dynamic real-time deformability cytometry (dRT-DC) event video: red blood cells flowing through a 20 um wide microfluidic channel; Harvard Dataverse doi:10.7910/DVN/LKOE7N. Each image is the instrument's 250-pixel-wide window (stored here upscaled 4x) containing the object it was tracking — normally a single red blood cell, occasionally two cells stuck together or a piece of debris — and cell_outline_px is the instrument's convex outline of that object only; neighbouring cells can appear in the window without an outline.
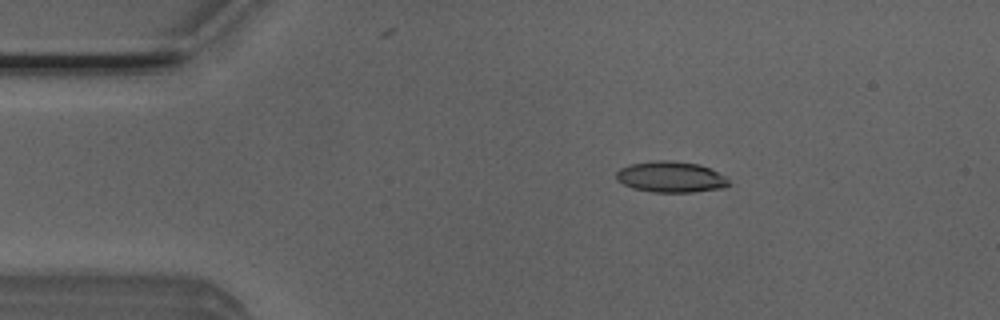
{"species": "Egyptian fruit bat (a non-hibernating species)", "species_latin": "Rousettus aegyptiacus", "temperature_condition": "room temperature", "stored_images_in_passage": 6, "camera_frame_rate_fps": 3000, "um_per_image_px": 0.085, "animal": {"sex": "male"}, "frame": {"image": 1, "passage_image": 1, "time_ms": 0.0, "image_size_px": [1000, 320], "cell_outline_px": [[732, 184], [724, 188], [692, 192], [652, 192], [632, 188], [616, 180], [616, 172], [620, 168], [628, 164], [656, 160], [672, 160], [700, 164], [724, 176]], "centroid_in_image_um": [57.0, 15.03], "position_along_channel_um": 28.0, "area_um2": 20.46}}
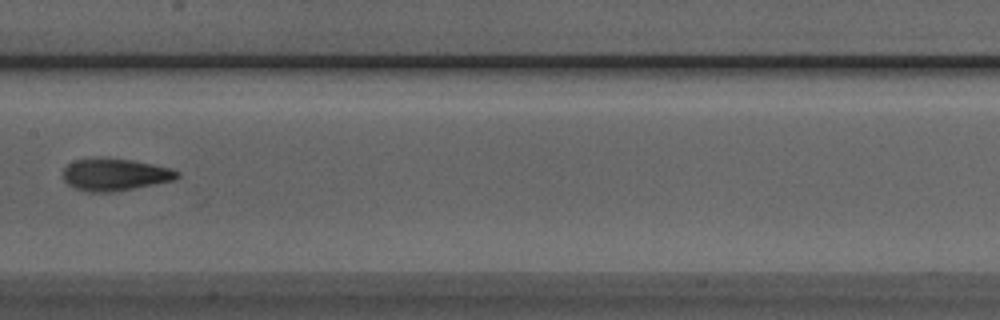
{"frame": {"image": 2, "passage_image": 6, "time_ms": 1.667, "image_size_px": [1000, 320], "cell_outline_px": [[180, 176], [176, 180], [156, 184], [112, 192], [88, 192], [76, 188], [68, 184], [60, 176], [64, 168], [68, 164], [76, 160], [100, 156], [104, 156], [132, 160], [172, 168], [180, 172]], "centroid_in_image_um": [9.77, 14.82], "position_along_channel_um": 197.6, "area_um2": 21.91}}